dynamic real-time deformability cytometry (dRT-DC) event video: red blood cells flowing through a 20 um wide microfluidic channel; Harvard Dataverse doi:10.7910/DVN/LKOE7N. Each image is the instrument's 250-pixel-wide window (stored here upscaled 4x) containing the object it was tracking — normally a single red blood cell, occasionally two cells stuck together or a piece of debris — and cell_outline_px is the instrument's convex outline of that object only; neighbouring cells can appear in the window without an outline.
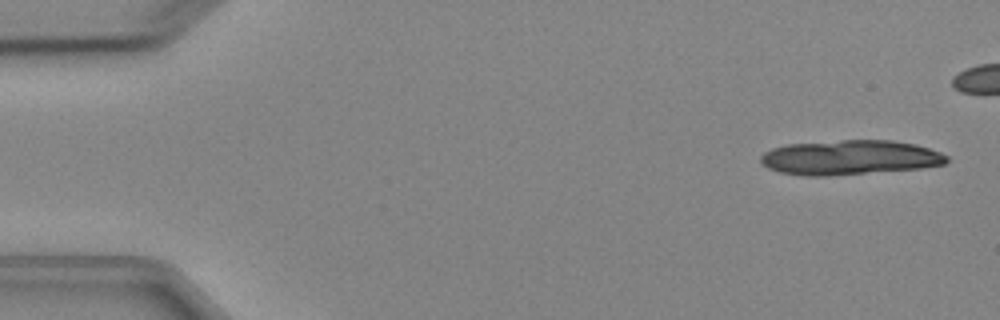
{"species": "Egyptian fruit bat (a non-hibernating species)", "species_latin": "Rousettus aegyptiacus", "temperature_condition": "cold", "stored_images_in_passage": 7, "camera_frame_rate_fps": 3000, "um_per_image_px": 0.085, "animal": {"sex": "female"}, "frame": {"image": 1, "passage_image": 1, "time_ms": 0.0, "image_size_px": [1000, 320], "cell_outline_px": [[948, 160], [944, 164], [920, 168], [828, 176], [804, 176], [780, 172], [768, 168], [760, 160], [760, 156], [764, 152], [772, 148], [788, 144], [840, 140], [892, 140], [916, 144], [940, 152], [948, 156]], "centroid_in_image_um": [72.22, 13.38], "position_along_channel_um": 12.8, "area_um2": 37.57}}